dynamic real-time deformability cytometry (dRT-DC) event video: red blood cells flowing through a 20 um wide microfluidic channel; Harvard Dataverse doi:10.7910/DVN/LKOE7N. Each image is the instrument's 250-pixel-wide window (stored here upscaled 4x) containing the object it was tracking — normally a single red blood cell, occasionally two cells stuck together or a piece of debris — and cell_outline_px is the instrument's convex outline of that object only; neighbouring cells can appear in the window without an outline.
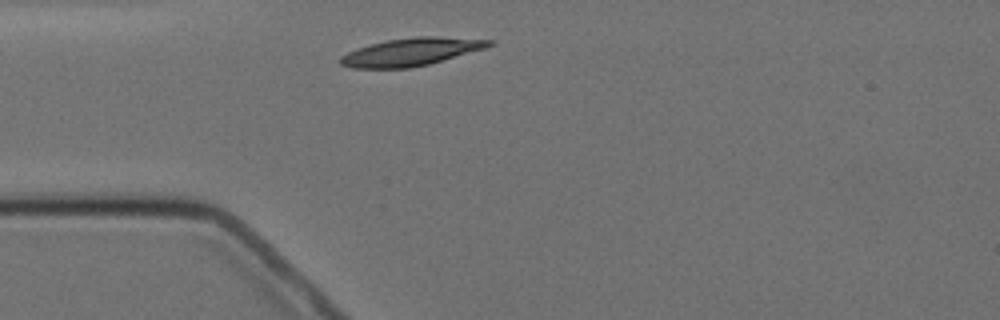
{"species": "Egyptian fruit bat (a non-hibernating species)", "species_latin": "Rousettus aegyptiacus", "temperature_condition": "cold", "stored_images_in_passage": 2, "camera_frame_rate_fps": 3000, "um_per_image_px": 0.085, "animal": {"sex": "female"}, "frame": {"image": 1, "passage_image": 1, "time_ms": 0.0, "image_size_px": [1000, 320], "cell_outline_px": [[492, 44], [484, 48], [428, 64], [412, 68], [352, 68], [340, 64], [340, 56], [348, 52], [372, 44], [388, 40], [416, 36], [436, 36], [492, 40]], "centroid_in_image_um": [34.91, 4.41], "position_along_channel_um": 50.1, "area_um2": 23.58}}